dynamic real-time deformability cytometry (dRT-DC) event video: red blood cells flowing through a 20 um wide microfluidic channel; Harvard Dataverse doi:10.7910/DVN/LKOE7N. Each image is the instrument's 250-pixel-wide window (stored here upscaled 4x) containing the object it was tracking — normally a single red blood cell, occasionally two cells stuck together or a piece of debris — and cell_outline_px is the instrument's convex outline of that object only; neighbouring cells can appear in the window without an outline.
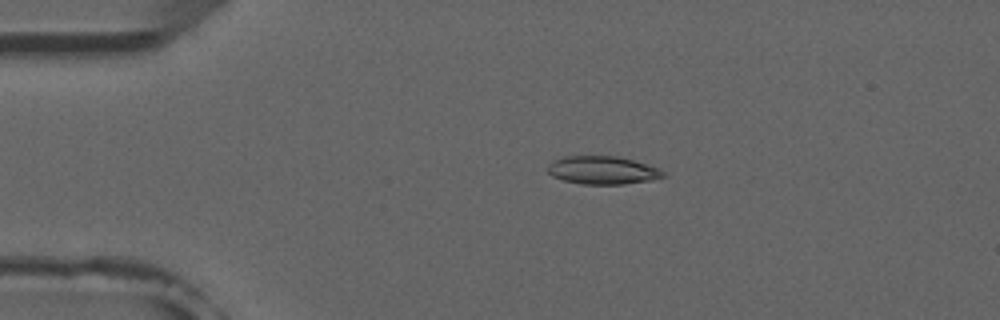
{"species": "common noctule bat (a hibernating species)", "species_latin": "Nyctalus noctula", "temperature_condition": "room temperature", "stored_images_in_passage": 5, "camera_frame_rate_fps": 3000, "um_per_image_px": 0.085, "animal": {"sex": "male", "forearm_length_mm": 52.5}, "frame": {"image": 1, "passage_image": 3, "time_ms": 2.667, "image_size_px": [1000, 320], "cell_outline_px": [[664, 176], [648, 180], [624, 184], [580, 184], [564, 180], [552, 176], [548, 172], [548, 164], [564, 156], [616, 156], [632, 160], [660, 168], [664, 172]], "centroid_in_image_um": [51.2, 14.47], "position_along_channel_um": 33.8, "area_um2": 18.67}}
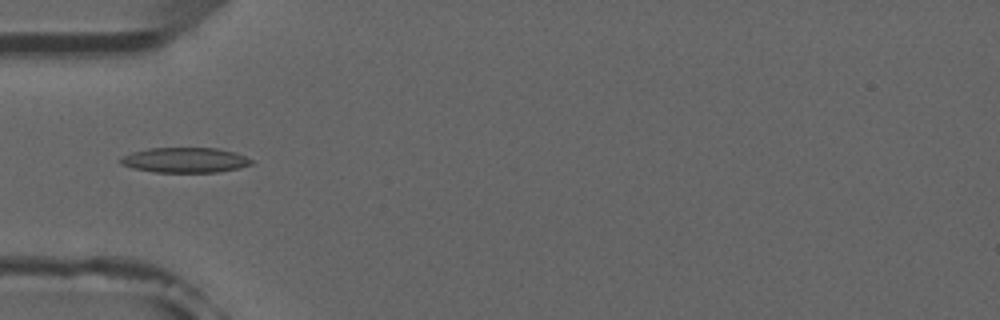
{"frame": {"image": 2, "passage_image": 5, "time_ms": 4.667, "image_size_px": [1000, 320], "cell_outline_px": [[252, 164], [240, 168], [216, 172], [156, 172], [132, 168], [120, 164], [120, 156], [132, 152], [148, 148], [216, 148], [236, 152], [252, 160]], "centroid_in_image_um": [15.7, 13.6], "position_along_channel_um": 69.3, "area_um2": 19.19}}